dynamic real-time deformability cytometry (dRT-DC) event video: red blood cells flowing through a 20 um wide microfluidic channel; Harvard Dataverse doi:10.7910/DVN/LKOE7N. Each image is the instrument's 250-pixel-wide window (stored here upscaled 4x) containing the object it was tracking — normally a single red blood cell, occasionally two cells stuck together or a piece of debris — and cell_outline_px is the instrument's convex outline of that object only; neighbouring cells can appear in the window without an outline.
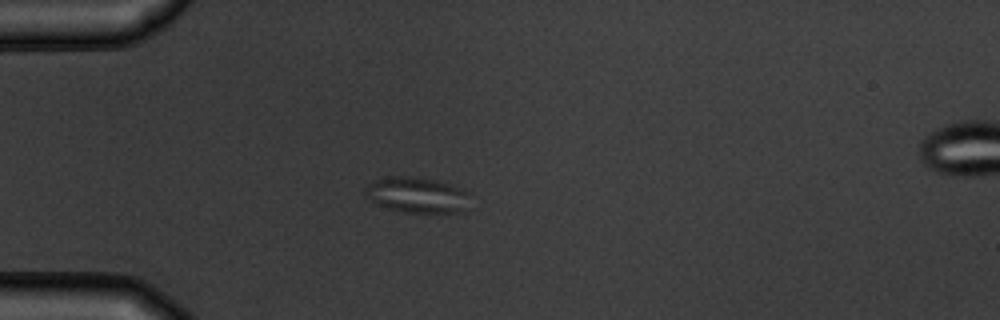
{"species": "common noctule bat (a hibernating species)", "species_latin": "Nyctalus noctula", "temperature_condition": "warm", "stored_images_in_passage": 6, "camera_frame_rate_fps": 3000, "um_per_image_px": 0.085, "animal": {"sex": "male", "body_mass_g": 19.5, "forearm_length_mm": 54.6}, "frame": {"image": 1, "passage_image": 5, "time_ms": 5.333, "image_size_px": [1000, 320], "cell_outline_px": [[472, 192], [464, 212], [400, 212], [376, 204], [368, 200], [364, 196], [364, 188], [368, 184], [376, 180], [388, 176], [408, 176], [436, 180]], "centroid_in_image_um": [35.43, 16.57], "position_along_channel_um": 49.6, "area_um2": 22.02}}